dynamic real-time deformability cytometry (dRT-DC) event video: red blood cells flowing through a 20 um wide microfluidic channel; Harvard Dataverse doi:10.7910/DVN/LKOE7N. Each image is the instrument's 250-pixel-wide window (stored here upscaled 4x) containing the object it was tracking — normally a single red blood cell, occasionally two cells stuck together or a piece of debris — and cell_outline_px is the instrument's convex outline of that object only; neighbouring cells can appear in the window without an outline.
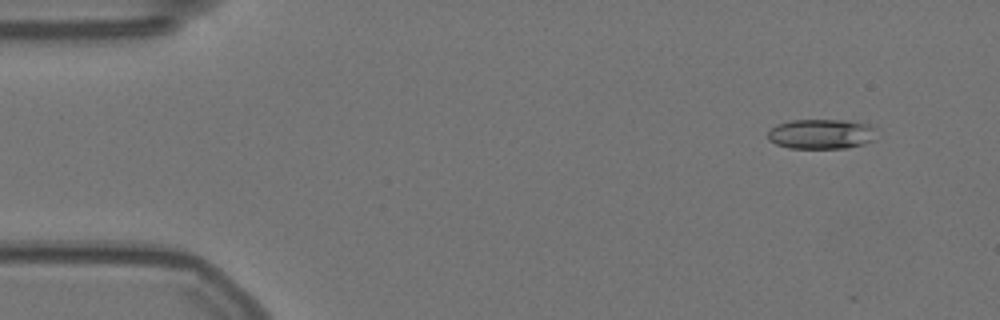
{"species": "Egyptian fruit bat (a non-hibernating species)", "species_latin": "Rousettus aegyptiacus", "temperature_condition": "warm", "stored_images_in_passage": 17, "camera_frame_rate_fps": 3000, "um_per_image_px": 0.085, "animal": {"sex": "female"}, "frame": {"image": 1, "passage_image": 2, "time_ms": 0.333, "image_size_px": [1000, 320], "cell_outline_px": [[880, 128], [876, 140], [864, 144], [848, 148], [788, 148], [776, 144], [768, 140], [768, 132], [776, 124], [792, 120], [844, 120], [872, 124]], "centroid_in_image_um": [69.92, 11.39], "position_along_channel_um": 15.1, "area_um2": 19.54}}
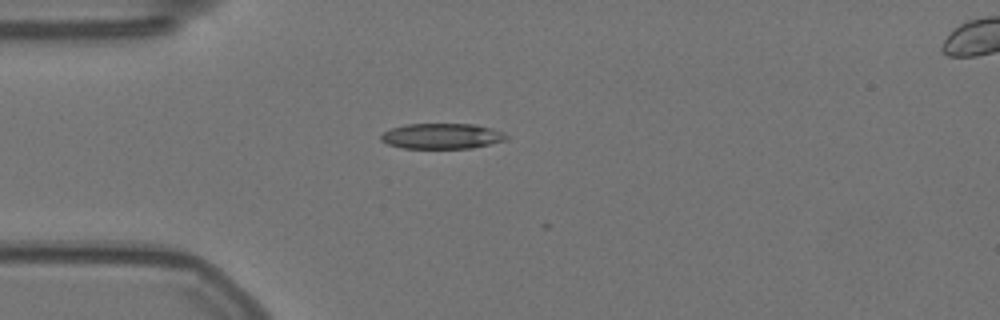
{"frame": {"image": 2, "passage_image": 12, "time_ms": 3.667, "image_size_px": [1000, 320], "cell_outline_px": [[508, 140], [472, 148], [404, 148], [388, 144], [380, 140], [380, 136], [384, 132], [392, 128], [408, 124], [476, 124], [492, 128], [504, 132], [508, 136]], "centroid_in_image_um": [37.61, 11.57], "position_along_channel_um": 47.4, "area_um2": 18.67}}
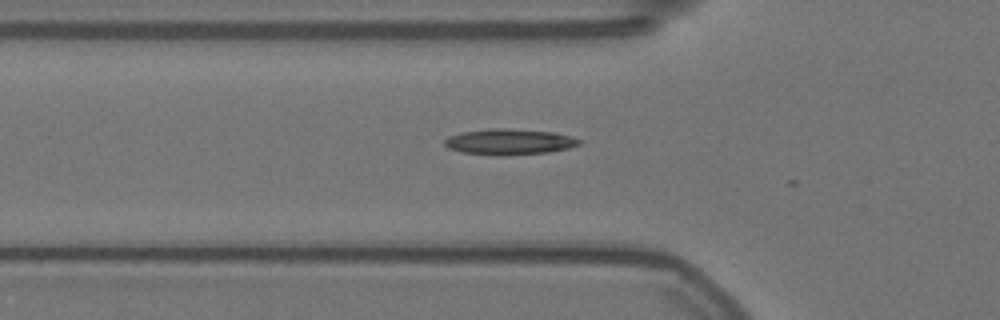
{"frame": {"image": 3, "passage_image": 16, "time_ms": 5.0, "image_size_px": [1000, 320], "cell_outline_px": [[584, 140], [580, 144], [568, 148], [548, 152], [504, 156], [496, 156], [464, 152], [448, 148], [444, 144], [444, 140], [448, 136], [460, 132], [492, 128], [504, 128], [556, 132], [572, 136]], "centroid_in_image_um": [43.31, 12.05], "position_along_channel_um": 82.5, "area_um2": 20.52}}